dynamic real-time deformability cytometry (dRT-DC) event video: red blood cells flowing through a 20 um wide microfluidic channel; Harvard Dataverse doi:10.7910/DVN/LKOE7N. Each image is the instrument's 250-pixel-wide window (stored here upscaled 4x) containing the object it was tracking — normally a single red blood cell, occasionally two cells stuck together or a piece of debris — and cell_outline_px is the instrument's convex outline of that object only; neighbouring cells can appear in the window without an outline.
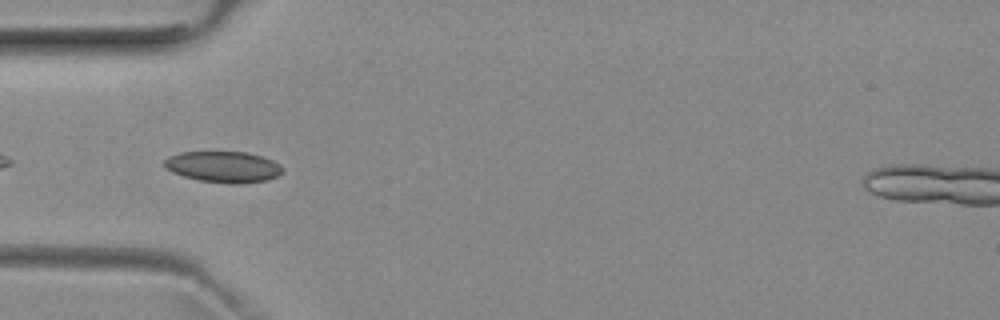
{"species": "common noctule bat (a hibernating species)", "species_latin": "Nyctalus noctula", "temperature_condition": "room temperature", "stored_images_in_passage": 6, "camera_frame_rate_fps": 3000, "um_per_image_px": 0.085, "animal": {"sex": "female", "body_mass_g": 29.2, "forearm_length_mm": 56.3}, "frame": {"image": 1, "passage_image": 4, "time_ms": 3.333, "image_size_px": [1000, 320], "cell_outline_px": [[284, 172], [268, 180], [236, 184], [228, 184], [200, 180], [184, 176], [172, 172], [164, 168], [164, 160], [168, 156], [180, 152], [248, 152], [264, 156], [280, 164], [284, 168]], "centroid_in_image_um": [19.01, 14.18], "position_along_channel_um": 66.0, "area_um2": 21.68}}
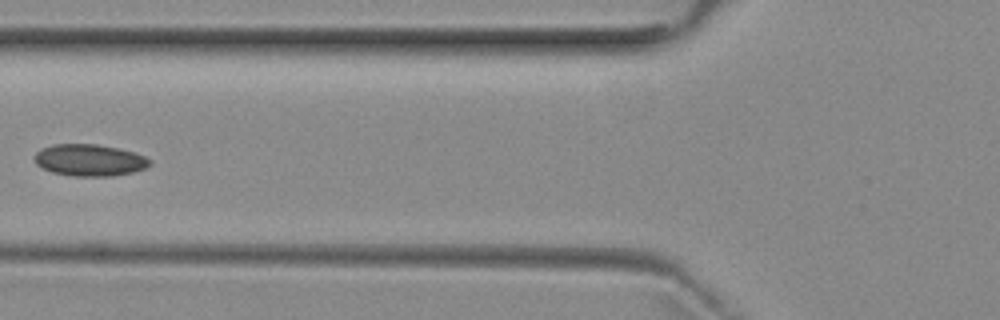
{"frame": {"image": 2, "passage_image": 5, "time_ms": 4.667, "image_size_px": [1000, 320], "cell_outline_px": [[152, 164], [144, 168], [132, 172], [112, 176], [72, 176], [52, 172], [36, 164], [32, 160], [32, 156], [40, 148], [52, 144], [96, 144], [116, 148], [132, 152], [144, 156], [152, 160]], "centroid_in_image_um": [7.56, 13.61], "position_along_channel_um": 118.2, "area_um2": 21.44}}
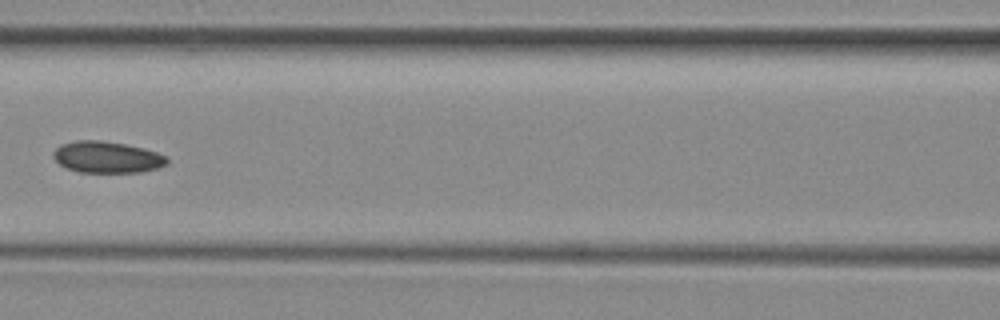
{"frame": {"image": 3, "passage_image": 6, "time_ms": 5.667, "image_size_px": [1000, 320], "cell_outline_px": [[168, 164], [160, 168], [140, 172], [80, 172], [68, 168], [60, 164], [52, 156], [52, 152], [60, 144], [76, 140], [100, 140], [124, 144], [144, 148], [156, 152], [164, 156], [168, 160]], "centroid_in_image_um": [9.09, 13.35], "position_along_channel_um": 157.5, "area_um2": 20.87}}